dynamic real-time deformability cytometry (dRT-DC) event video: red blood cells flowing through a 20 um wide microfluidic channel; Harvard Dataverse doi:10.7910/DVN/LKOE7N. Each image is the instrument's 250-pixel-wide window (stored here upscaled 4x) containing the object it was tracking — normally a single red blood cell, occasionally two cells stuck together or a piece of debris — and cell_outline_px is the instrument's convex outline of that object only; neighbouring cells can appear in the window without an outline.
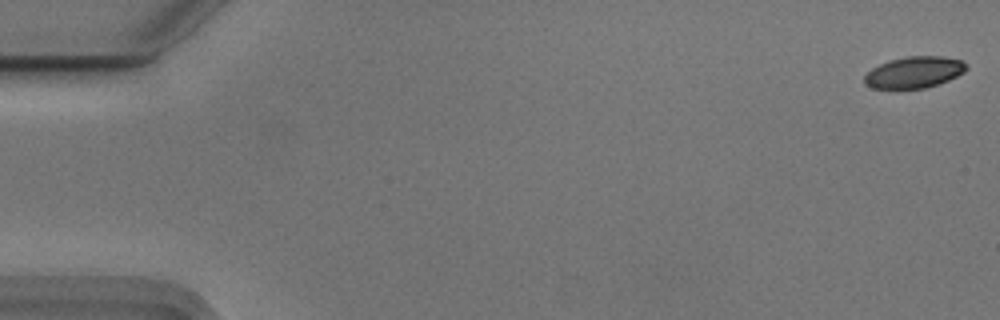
{"species": "Egyptian fruit bat (a non-hibernating species)", "species_latin": "Rousettus aegyptiacus", "temperature_condition": "cold", "stored_images_in_passage": 56, "camera_frame_rate_fps": 3000, "um_per_image_px": 0.085, "animal": {"sex": "male"}, "frame": {"image": 1, "passage_image": 1, "time_ms": 0.0, "image_size_px": [1000, 320], "cell_outline_px": [[968, 68], [964, 72], [948, 80], [924, 88], [872, 88], [864, 84], [864, 76], [872, 68], [888, 60], [908, 56], [944, 56], [960, 60]], "centroid_in_image_um": [77.68, 6.13], "position_along_channel_um": 7.3, "area_um2": 18.5}}
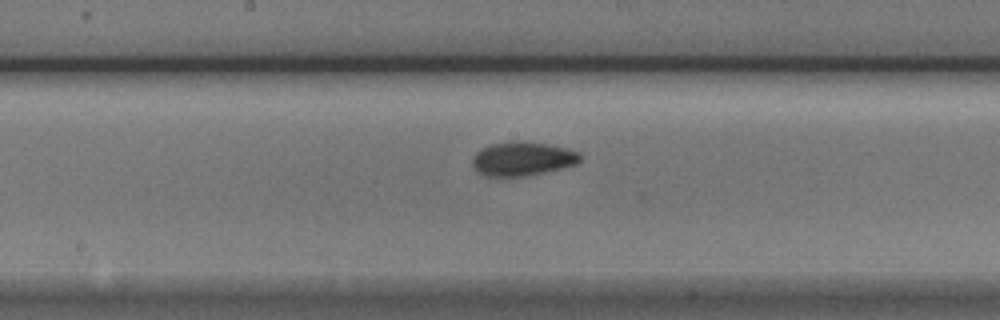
{"frame": {"image": 2, "passage_image": 29, "time_ms": 9.333, "image_size_px": [1000, 320], "cell_outline_px": [[580, 160], [576, 164], [560, 168], [524, 176], [484, 176], [476, 172], [472, 164], [472, 156], [476, 152], [492, 144], [516, 140], [548, 144], [580, 152]], "centroid_in_image_um": [44.37, 13.49], "position_along_channel_um": 203.8, "area_um2": 21.15}}
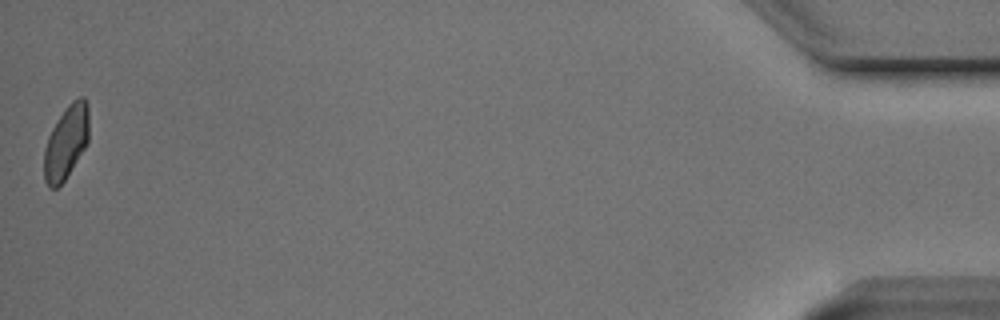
{"frame": {"image": 3, "passage_image": 55, "time_ms": 18.0, "image_size_px": [1000, 320], "cell_outline_px": [[88, 140], [84, 148], [64, 180], [56, 188], [48, 188], [44, 180], [44, 148], [48, 136], [52, 128], [68, 104], [72, 100], [80, 96], [84, 96], [88, 104]], "centroid_in_image_um": [5.61, 12.07], "position_along_channel_um": 429.6, "area_um2": 19.07}}